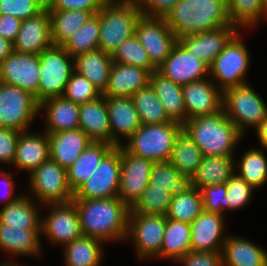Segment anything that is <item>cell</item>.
Segmentation results:
<instances>
[{"mask_svg":"<svg viewBox=\"0 0 267 266\" xmlns=\"http://www.w3.org/2000/svg\"><path fill=\"white\" fill-rule=\"evenodd\" d=\"M107 0H50L48 10H86L96 15Z\"/></svg>","mask_w":267,"mask_h":266,"instance_id":"52","label":"cell"},{"mask_svg":"<svg viewBox=\"0 0 267 266\" xmlns=\"http://www.w3.org/2000/svg\"><path fill=\"white\" fill-rule=\"evenodd\" d=\"M189 180L186 179L169 161L154 163L149 184L164 188L175 195L183 189Z\"/></svg>","mask_w":267,"mask_h":266,"instance_id":"46","label":"cell"},{"mask_svg":"<svg viewBox=\"0 0 267 266\" xmlns=\"http://www.w3.org/2000/svg\"><path fill=\"white\" fill-rule=\"evenodd\" d=\"M157 71L174 83L185 85L208 78L209 67L189 52L179 41Z\"/></svg>","mask_w":267,"mask_h":266,"instance_id":"16","label":"cell"},{"mask_svg":"<svg viewBox=\"0 0 267 266\" xmlns=\"http://www.w3.org/2000/svg\"><path fill=\"white\" fill-rule=\"evenodd\" d=\"M183 130L201 149L204 156H235L236 147L244 137L223 109L212 115L187 120Z\"/></svg>","mask_w":267,"mask_h":266,"instance_id":"3","label":"cell"},{"mask_svg":"<svg viewBox=\"0 0 267 266\" xmlns=\"http://www.w3.org/2000/svg\"><path fill=\"white\" fill-rule=\"evenodd\" d=\"M121 173V146H114L91 177L75 192L73 199L118 197Z\"/></svg>","mask_w":267,"mask_h":266,"instance_id":"12","label":"cell"},{"mask_svg":"<svg viewBox=\"0 0 267 266\" xmlns=\"http://www.w3.org/2000/svg\"><path fill=\"white\" fill-rule=\"evenodd\" d=\"M172 198L173 194L164 188L149 184L130 207V213L166 215Z\"/></svg>","mask_w":267,"mask_h":266,"instance_id":"44","label":"cell"},{"mask_svg":"<svg viewBox=\"0 0 267 266\" xmlns=\"http://www.w3.org/2000/svg\"><path fill=\"white\" fill-rule=\"evenodd\" d=\"M29 195H22L0 209V223L5 226L23 229H41L38 204Z\"/></svg>","mask_w":267,"mask_h":266,"instance_id":"34","label":"cell"},{"mask_svg":"<svg viewBox=\"0 0 267 266\" xmlns=\"http://www.w3.org/2000/svg\"><path fill=\"white\" fill-rule=\"evenodd\" d=\"M235 156H204L189 184L198 190L226 183L234 174Z\"/></svg>","mask_w":267,"mask_h":266,"instance_id":"33","label":"cell"},{"mask_svg":"<svg viewBox=\"0 0 267 266\" xmlns=\"http://www.w3.org/2000/svg\"><path fill=\"white\" fill-rule=\"evenodd\" d=\"M112 65L111 55L101 49L74 57V71L86 77L101 94L107 89Z\"/></svg>","mask_w":267,"mask_h":266,"instance_id":"29","label":"cell"},{"mask_svg":"<svg viewBox=\"0 0 267 266\" xmlns=\"http://www.w3.org/2000/svg\"><path fill=\"white\" fill-rule=\"evenodd\" d=\"M264 11L267 13V0H261Z\"/></svg>","mask_w":267,"mask_h":266,"instance_id":"61","label":"cell"},{"mask_svg":"<svg viewBox=\"0 0 267 266\" xmlns=\"http://www.w3.org/2000/svg\"><path fill=\"white\" fill-rule=\"evenodd\" d=\"M165 228V215L129 213L126 240H132L138 258H161Z\"/></svg>","mask_w":267,"mask_h":266,"instance_id":"11","label":"cell"},{"mask_svg":"<svg viewBox=\"0 0 267 266\" xmlns=\"http://www.w3.org/2000/svg\"><path fill=\"white\" fill-rule=\"evenodd\" d=\"M101 95L99 90L86 77L73 71L62 96L80 105Z\"/></svg>","mask_w":267,"mask_h":266,"instance_id":"47","label":"cell"},{"mask_svg":"<svg viewBox=\"0 0 267 266\" xmlns=\"http://www.w3.org/2000/svg\"><path fill=\"white\" fill-rule=\"evenodd\" d=\"M238 32L209 67V78L215 79L217 87L227 89L246 84L245 76L250 67V54ZM211 76V77H210Z\"/></svg>","mask_w":267,"mask_h":266,"instance_id":"7","label":"cell"},{"mask_svg":"<svg viewBox=\"0 0 267 266\" xmlns=\"http://www.w3.org/2000/svg\"><path fill=\"white\" fill-rule=\"evenodd\" d=\"M51 210L41 218V233L53 245L65 246L83 236L79 216L73 201L48 204Z\"/></svg>","mask_w":267,"mask_h":266,"instance_id":"14","label":"cell"},{"mask_svg":"<svg viewBox=\"0 0 267 266\" xmlns=\"http://www.w3.org/2000/svg\"><path fill=\"white\" fill-rule=\"evenodd\" d=\"M45 8L49 5L50 0H38Z\"/></svg>","mask_w":267,"mask_h":266,"instance_id":"60","label":"cell"},{"mask_svg":"<svg viewBox=\"0 0 267 266\" xmlns=\"http://www.w3.org/2000/svg\"><path fill=\"white\" fill-rule=\"evenodd\" d=\"M179 39L225 26H235L228 14L227 0H179L165 18Z\"/></svg>","mask_w":267,"mask_h":266,"instance_id":"2","label":"cell"},{"mask_svg":"<svg viewBox=\"0 0 267 266\" xmlns=\"http://www.w3.org/2000/svg\"><path fill=\"white\" fill-rule=\"evenodd\" d=\"M83 236L105 242L127 239L130 207L119 197L73 199Z\"/></svg>","mask_w":267,"mask_h":266,"instance_id":"1","label":"cell"},{"mask_svg":"<svg viewBox=\"0 0 267 266\" xmlns=\"http://www.w3.org/2000/svg\"><path fill=\"white\" fill-rule=\"evenodd\" d=\"M113 62L133 65L149 70L151 73L157 68L151 63L145 48L135 34L125 39L111 54Z\"/></svg>","mask_w":267,"mask_h":266,"instance_id":"45","label":"cell"},{"mask_svg":"<svg viewBox=\"0 0 267 266\" xmlns=\"http://www.w3.org/2000/svg\"><path fill=\"white\" fill-rule=\"evenodd\" d=\"M143 16L166 18L179 0H137Z\"/></svg>","mask_w":267,"mask_h":266,"instance_id":"54","label":"cell"},{"mask_svg":"<svg viewBox=\"0 0 267 266\" xmlns=\"http://www.w3.org/2000/svg\"><path fill=\"white\" fill-rule=\"evenodd\" d=\"M51 40L62 46L76 30L81 28L94 14L86 10H48Z\"/></svg>","mask_w":267,"mask_h":266,"instance_id":"35","label":"cell"},{"mask_svg":"<svg viewBox=\"0 0 267 266\" xmlns=\"http://www.w3.org/2000/svg\"><path fill=\"white\" fill-rule=\"evenodd\" d=\"M39 109L40 103L29 91L0 81V127L27 131Z\"/></svg>","mask_w":267,"mask_h":266,"instance_id":"9","label":"cell"},{"mask_svg":"<svg viewBox=\"0 0 267 266\" xmlns=\"http://www.w3.org/2000/svg\"><path fill=\"white\" fill-rule=\"evenodd\" d=\"M104 242L96 238L82 236L64 247L65 266H100L104 258Z\"/></svg>","mask_w":267,"mask_h":266,"instance_id":"36","label":"cell"},{"mask_svg":"<svg viewBox=\"0 0 267 266\" xmlns=\"http://www.w3.org/2000/svg\"><path fill=\"white\" fill-rule=\"evenodd\" d=\"M226 210L235 211L249 203L254 188L234 173L226 182Z\"/></svg>","mask_w":267,"mask_h":266,"instance_id":"48","label":"cell"},{"mask_svg":"<svg viewBox=\"0 0 267 266\" xmlns=\"http://www.w3.org/2000/svg\"><path fill=\"white\" fill-rule=\"evenodd\" d=\"M13 44L15 52L35 55L53 45L47 8L34 17L22 20L20 31Z\"/></svg>","mask_w":267,"mask_h":266,"instance_id":"22","label":"cell"},{"mask_svg":"<svg viewBox=\"0 0 267 266\" xmlns=\"http://www.w3.org/2000/svg\"><path fill=\"white\" fill-rule=\"evenodd\" d=\"M200 191L202 194L204 211L223 215V210H226V183L206 186Z\"/></svg>","mask_w":267,"mask_h":266,"instance_id":"50","label":"cell"},{"mask_svg":"<svg viewBox=\"0 0 267 266\" xmlns=\"http://www.w3.org/2000/svg\"><path fill=\"white\" fill-rule=\"evenodd\" d=\"M39 57L13 52L0 63V81L35 94L39 85Z\"/></svg>","mask_w":267,"mask_h":266,"instance_id":"17","label":"cell"},{"mask_svg":"<svg viewBox=\"0 0 267 266\" xmlns=\"http://www.w3.org/2000/svg\"><path fill=\"white\" fill-rule=\"evenodd\" d=\"M79 129L94 142L111 144V131L106 99L100 97L80 104Z\"/></svg>","mask_w":267,"mask_h":266,"instance_id":"26","label":"cell"},{"mask_svg":"<svg viewBox=\"0 0 267 266\" xmlns=\"http://www.w3.org/2000/svg\"><path fill=\"white\" fill-rule=\"evenodd\" d=\"M44 9L38 0H0V14L11 15L20 20L34 17Z\"/></svg>","mask_w":267,"mask_h":266,"instance_id":"49","label":"cell"},{"mask_svg":"<svg viewBox=\"0 0 267 266\" xmlns=\"http://www.w3.org/2000/svg\"><path fill=\"white\" fill-rule=\"evenodd\" d=\"M21 23L22 20L16 17L0 14V35L14 43L20 31Z\"/></svg>","mask_w":267,"mask_h":266,"instance_id":"55","label":"cell"},{"mask_svg":"<svg viewBox=\"0 0 267 266\" xmlns=\"http://www.w3.org/2000/svg\"><path fill=\"white\" fill-rule=\"evenodd\" d=\"M224 215L203 211L191 224V250L222 252L228 236L224 232ZM225 233V235H224Z\"/></svg>","mask_w":267,"mask_h":266,"instance_id":"20","label":"cell"},{"mask_svg":"<svg viewBox=\"0 0 267 266\" xmlns=\"http://www.w3.org/2000/svg\"><path fill=\"white\" fill-rule=\"evenodd\" d=\"M201 191L189 183L173 195L166 218L191 224L202 212Z\"/></svg>","mask_w":267,"mask_h":266,"instance_id":"38","label":"cell"},{"mask_svg":"<svg viewBox=\"0 0 267 266\" xmlns=\"http://www.w3.org/2000/svg\"><path fill=\"white\" fill-rule=\"evenodd\" d=\"M223 266H267V251L239 236L228 235L222 249Z\"/></svg>","mask_w":267,"mask_h":266,"instance_id":"28","label":"cell"},{"mask_svg":"<svg viewBox=\"0 0 267 266\" xmlns=\"http://www.w3.org/2000/svg\"><path fill=\"white\" fill-rule=\"evenodd\" d=\"M215 85L210 78L182 85L186 121L222 110L223 92Z\"/></svg>","mask_w":267,"mask_h":266,"instance_id":"18","label":"cell"},{"mask_svg":"<svg viewBox=\"0 0 267 266\" xmlns=\"http://www.w3.org/2000/svg\"><path fill=\"white\" fill-rule=\"evenodd\" d=\"M79 108V104L63 96L43 100L39 110L45 111V132L79 129Z\"/></svg>","mask_w":267,"mask_h":266,"instance_id":"27","label":"cell"},{"mask_svg":"<svg viewBox=\"0 0 267 266\" xmlns=\"http://www.w3.org/2000/svg\"><path fill=\"white\" fill-rule=\"evenodd\" d=\"M2 167L0 166V176L3 178V180H1L2 183V188H3V197H4V205H7L11 202L16 201L19 197L22 196V194H18V195H14V190H15V185L16 183H14V180L12 178L13 175H11V173H7L6 171H2L1 169ZM1 189V188H0Z\"/></svg>","mask_w":267,"mask_h":266,"instance_id":"56","label":"cell"},{"mask_svg":"<svg viewBox=\"0 0 267 266\" xmlns=\"http://www.w3.org/2000/svg\"><path fill=\"white\" fill-rule=\"evenodd\" d=\"M227 6L232 25L239 29H249L257 25L260 19H267L261 0H227Z\"/></svg>","mask_w":267,"mask_h":266,"instance_id":"43","label":"cell"},{"mask_svg":"<svg viewBox=\"0 0 267 266\" xmlns=\"http://www.w3.org/2000/svg\"><path fill=\"white\" fill-rule=\"evenodd\" d=\"M237 26H225L210 31L185 35L178 41L208 67L239 32Z\"/></svg>","mask_w":267,"mask_h":266,"instance_id":"19","label":"cell"},{"mask_svg":"<svg viewBox=\"0 0 267 266\" xmlns=\"http://www.w3.org/2000/svg\"><path fill=\"white\" fill-rule=\"evenodd\" d=\"M222 109L244 135L249 127L256 128L267 116V105L249 84L223 92Z\"/></svg>","mask_w":267,"mask_h":266,"instance_id":"8","label":"cell"},{"mask_svg":"<svg viewBox=\"0 0 267 266\" xmlns=\"http://www.w3.org/2000/svg\"><path fill=\"white\" fill-rule=\"evenodd\" d=\"M135 36L145 48L151 63L156 68L169 57L178 41L165 18L143 15L137 20Z\"/></svg>","mask_w":267,"mask_h":266,"instance_id":"13","label":"cell"},{"mask_svg":"<svg viewBox=\"0 0 267 266\" xmlns=\"http://www.w3.org/2000/svg\"><path fill=\"white\" fill-rule=\"evenodd\" d=\"M39 85L34 94L36 100L62 96L74 71V57L62 46L52 45L39 55Z\"/></svg>","mask_w":267,"mask_h":266,"instance_id":"6","label":"cell"},{"mask_svg":"<svg viewBox=\"0 0 267 266\" xmlns=\"http://www.w3.org/2000/svg\"><path fill=\"white\" fill-rule=\"evenodd\" d=\"M177 263L183 266H223L222 252L190 251Z\"/></svg>","mask_w":267,"mask_h":266,"instance_id":"53","label":"cell"},{"mask_svg":"<svg viewBox=\"0 0 267 266\" xmlns=\"http://www.w3.org/2000/svg\"><path fill=\"white\" fill-rule=\"evenodd\" d=\"M183 126L176 122L142 124L122 146L132 155L154 163L167 162Z\"/></svg>","mask_w":267,"mask_h":266,"instance_id":"5","label":"cell"},{"mask_svg":"<svg viewBox=\"0 0 267 266\" xmlns=\"http://www.w3.org/2000/svg\"><path fill=\"white\" fill-rule=\"evenodd\" d=\"M21 131L0 127V163L13 166Z\"/></svg>","mask_w":267,"mask_h":266,"instance_id":"51","label":"cell"},{"mask_svg":"<svg viewBox=\"0 0 267 266\" xmlns=\"http://www.w3.org/2000/svg\"><path fill=\"white\" fill-rule=\"evenodd\" d=\"M141 15L137 0H107L100 10L98 49L111 55L125 39L135 34Z\"/></svg>","mask_w":267,"mask_h":266,"instance_id":"4","label":"cell"},{"mask_svg":"<svg viewBox=\"0 0 267 266\" xmlns=\"http://www.w3.org/2000/svg\"><path fill=\"white\" fill-rule=\"evenodd\" d=\"M150 85L165 108L169 120L183 126L186 123V109L182 85L174 83L157 70L150 75Z\"/></svg>","mask_w":267,"mask_h":266,"instance_id":"30","label":"cell"},{"mask_svg":"<svg viewBox=\"0 0 267 266\" xmlns=\"http://www.w3.org/2000/svg\"><path fill=\"white\" fill-rule=\"evenodd\" d=\"M139 114L141 124H161L171 122L153 87H146L135 92L132 97Z\"/></svg>","mask_w":267,"mask_h":266,"instance_id":"41","label":"cell"},{"mask_svg":"<svg viewBox=\"0 0 267 266\" xmlns=\"http://www.w3.org/2000/svg\"><path fill=\"white\" fill-rule=\"evenodd\" d=\"M109 114L111 145L121 146L122 139L128 140L142 125L131 97H105ZM120 135V137H119Z\"/></svg>","mask_w":267,"mask_h":266,"instance_id":"21","label":"cell"},{"mask_svg":"<svg viewBox=\"0 0 267 266\" xmlns=\"http://www.w3.org/2000/svg\"><path fill=\"white\" fill-rule=\"evenodd\" d=\"M154 162L129 153L121 145V173L118 197L131 207L149 185Z\"/></svg>","mask_w":267,"mask_h":266,"instance_id":"15","label":"cell"},{"mask_svg":"<svg viewBox=\"0 0 267 266\" xmlns=\"http://www.w3.org/2000/svg\"><path fill=\"white\" fill-rule=\"evenodd\" d=\"M41 236V229L16 228L0 223V249L12 255L40 256Z\"/></svg>","mask_w":267,"mask_h":266,"instance_id":"32","label":"cell"},{"mask_svg":"<svg viewBox=\"0 0 267 266\" xmlns=\"http://www.w3.org/2000/svg\"><path fill=\"white\" fill-rule=\"evenodd\" d=\"M263 150L262 148L248 149L240 160L234 161V168L237 169L234 173L254 189L262 187L267 182V158Z\"/></svg>","mask_w":267,"mask_h":266,"instance_id":"40","label":"cell"},{"mask_svg":"<svg viewBox=\"0 0 267 266\" xmlns=\"http://www.w3.org/2000/svg\"><path fill=\"white\" fill-rule=\"evenodd\" d=\"M191 251L190 224L166 218V228L161 246V259L178 262Z\"/></svg>","mask_w":267,"mask_h":266,"instance_id":"39","label":"cell"},{"mask_svg":"<svg viewBox=\"0 0 267 266\" xmlns=\"http://www.w3.org/2000/svg\"><path fill=\"white\" fill-rule=\"evenodd\" d=\"M15 262H8V261H6L5 260V262H2L1 264H0V266H18V265H16V264H14Z\"/></svg>","mask_w":267,"mask_h":266,"instance_id":"59","label":"cell"},{"mask_svg":"<svg viewBox=\"0 0 267 266\" xmlns=\"http://www.w3.org/2000/svg\"><path fill=\"white\" fill-rule=\"evenodd\" d=\"M151 72L147 69L113 62L104 97H132L150 84Z\"/></svg>","mask_w":267,"mask_h":266,"instance_id":"24","label":"cell"},{"mask_svg":"<svg viewBox=\"0 0 267 266\" xmlns=\"http://www.w3.org/2000/svg\"><path fill=\"white\" fill-rule=\"evenodd\" d=\"M204 155L186 131L182 130L172 149L169 162L188 180L196 173Z\"/></svg>","mask_w":267,"mask_h":266,"instance_id":"37","label":"cell"},{"mask_svg":"<svg viewBox=\"0 0 267 266\" xmlns=\"http://www.w3.org/2000/svg\"><path fill=\"white\" fill-rule=\"evenodd\" d=\"M114 146L107 142L92 141L80 156L67 168V180L73 193L86 182L103 157Z\"/></svg>","mask_w":267,"mask_h":266,"instance_id":"31","label":"cell"},{"mask_svg":"<svg viewBox=\"0 0 267 266\" xmlns=\"http://www.w3.org/2000/svg\"><path fill=\"white\" fill-rule=\"evenodd\" d=\"M258 136V140H260V144L264 150H267V116L266 118L255 128Z\"/></svg>","mask_w":267,"mask_h":266,"instance_id":"58","label":"cell"},{"mask_svg":"<svg viewBox=\"0 0 267 266\" xmlns=\"http://www.w3.org/2000/svg\"><path fill=\"white\" fill-rule=\"evenodd\" d=\"M50 158L67 169L92 140L81 129L47 132Z\"/></svg>","mask_w":267,"mask_h":266,"instance_id":"25","label":"cell"},{"mask_svg":"<svg viewBox=\"0 0 267 266\" xmlns=\"http://www.w3.org/2000/svg\"><path fill=\"white\" fill-rule=\"evenodd\" d=\"M100 36V11L93 15L81 28L62 45L72 56L98 49Z\"/></svg>","mask_w":267,"mask_h":266,"instance_id":"42","label":"cell"},{"mask_svg":"<svg viewBox=\"0 0 267 266\" xmlns=\"http://www.w3.org/2000/svg\"><path fill=\"white\" fill-rule=\"evenodd\" d=\"M50 158L49 139L47 132L38 134L29 130L21 131L13 167L18 171H27L31 174L36 168Z\"/></svg>","mask_w":267,"mask_h":266,"instance_id":"23","label":"cell"},{"mask_svg":"<svg viewBox=\"0 0 267 266\" xmlns=\"http://www.w3.org/2000/svg\"><path fill=\"white\" fill-rule=\"evenodd\" d=\"M14 52L13 42L0 35V63Z\"/></svg>","mask_w":267,"mask_h":266,"instance_id":"57","label":"cell"},{"mask_svg":"<svg viewBox=\"0 0 267 266\" xmlns=\"http://www.w3.org/2000/svg\"><path fill=\"white\" fill-rule=\"evenodd\" d=\"M31 194L41 205L67 203L74 193L69 187L67 169L49 158L28 176Z\"/></svg>","mask_w":267,"mask_h":266,"instance_id":"10","label":"cell"}]
</instances>
